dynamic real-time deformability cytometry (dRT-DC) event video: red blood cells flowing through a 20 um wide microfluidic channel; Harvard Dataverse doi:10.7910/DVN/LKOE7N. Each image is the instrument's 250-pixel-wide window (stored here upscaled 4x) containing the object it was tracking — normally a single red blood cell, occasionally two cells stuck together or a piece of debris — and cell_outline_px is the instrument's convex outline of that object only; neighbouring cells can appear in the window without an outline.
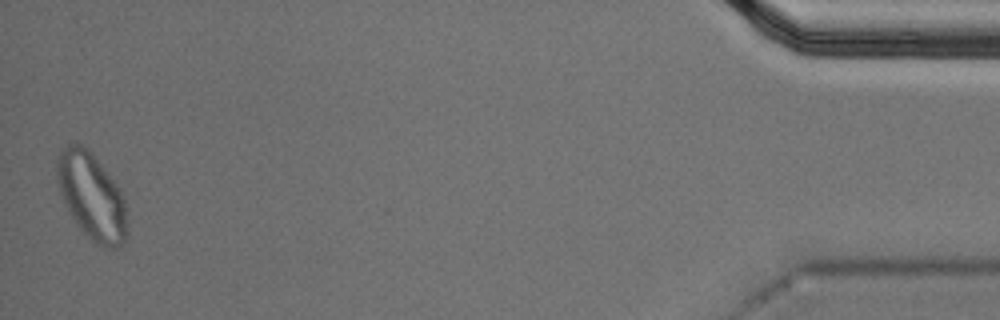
{"species": "Egyptian fruit bat (a non-hibernating species)", "species_latin": "Rousettus aegyptiacus", "temperature_condition": "cold", "stored_images_in_passage": 56, "segment_of_instrument_passage": [2, 2], "camera_frame_rate_fps": 3000, "um_per_image_px": 0.085, "animal": {"sex": "male"}, "frame": {"image": 1, "passage_image": 56, "time_ms": 18.333, "image_size_px": [1000, 320], "cell_outline_px": [[128, 232], [124, 244], [116, 248], [104, 248], [96, 244], [76, 224], [68, 212], [60, 192], [56, 180], [56, 156], [60, 148], [76, 140], [84, 144], [88, 148], [120, 188], [124, 200], [128, 228]], "centroid_in_image_um": [7.77, 16.65], "position_along_channel_um": 427.4, "area_um2": 36.18}}